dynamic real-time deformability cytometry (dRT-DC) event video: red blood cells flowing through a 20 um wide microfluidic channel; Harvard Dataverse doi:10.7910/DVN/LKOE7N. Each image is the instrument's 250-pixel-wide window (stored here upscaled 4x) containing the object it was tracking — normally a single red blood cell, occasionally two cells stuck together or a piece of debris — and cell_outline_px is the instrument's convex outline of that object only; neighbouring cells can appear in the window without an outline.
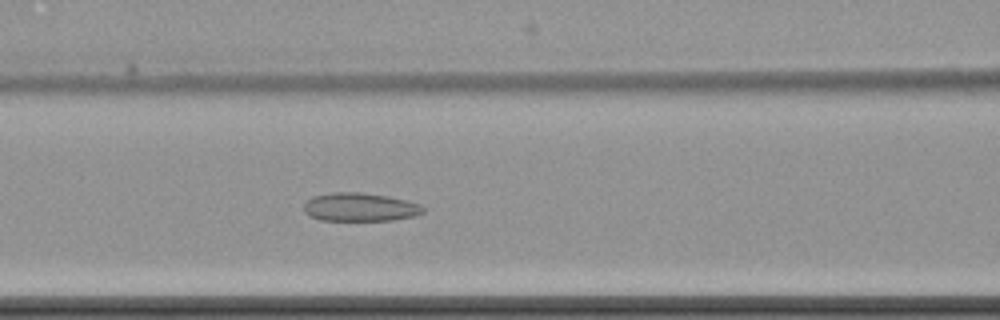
{"species": "common noctule bat (a hibernating species)", "species_latin": "Nyctalus noctula", "temperature_condition": "cold", "stored_images_in_passage": 8, "camera_frame_rate_fps": 3000, "um_per_image_px": 0.085, "animal": {"sex": "female", "body_mass_g": 22.7, "forearm_length_mm": 54.2}, "frame": {"image": 1, "passage_image": 8, "time_ms": 8.667, "image_size_px": [1000, 320], "cell_outline_px": [[424, 212], [416, 216], [392, 220], [320, 220], [308, 216], [304, 212], [304, 204], [312, 196], [332, 192], [360, 192], [388, 196], [420, 204], [424, 208]], "centroid_in_image_um": [30.58, 17.6], "position_along_channel_um": 136.0, "area_um2": 19.83}}